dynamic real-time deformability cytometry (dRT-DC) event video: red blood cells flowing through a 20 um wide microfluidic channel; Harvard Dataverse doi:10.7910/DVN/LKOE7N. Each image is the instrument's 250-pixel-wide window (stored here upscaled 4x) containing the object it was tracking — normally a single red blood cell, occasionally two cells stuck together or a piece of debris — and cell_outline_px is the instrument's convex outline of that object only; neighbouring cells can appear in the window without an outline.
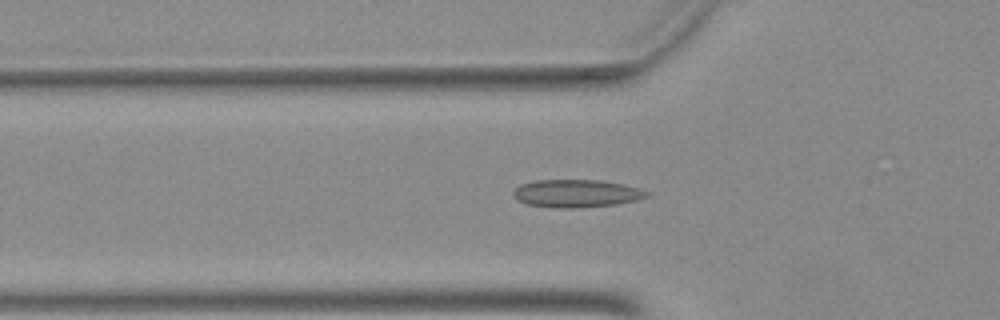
{"species": "Egyptian fruit bat (a non-hibernating species)", "species_latin": "Rousettus aegyptiacus", "temperature_condition": "warm", "stored_images_in_passage": 41, "camera_frame_rate_fps": 3000, "um_per_image_px": 0.085, "animal": {"sex": "female"}, "frame": {"image": 1, "passage_image": 13, "time_ms": 4.0, "image_size_px": [1000, 320], "cell_outline_px": [[652, 192], [648, 196], [636, 200], [616, 204], [576, 208], [556, 208], [528, 204], [516, 200], [512, 196], [512, 192], [520, 184], [536, 180], [596, 180], [620, 184]], "centroid_in_image_um": [48.94, 16.45], "position_along_channel_um": 76.9, "area_um2": 21.5}}
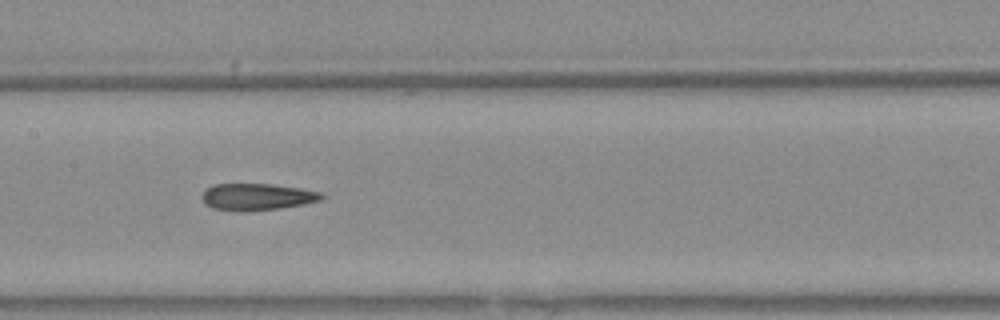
{"frame": {"image": 2, "passage_image": 21, "time_ms": 6.667, "image_size_px": [1000, 320], "cell_outline_px": [[328, 196], [320, 200], [304, 204], [280, 208], [212, 208], [204, 204], [200, 196], [212, 184], [272, 184], [300, 188], [324, 192]], "centroid_in_image_um": [21.93, 16.67], "position_along_channel_um": 185.5, "area_um2": 17.98}}
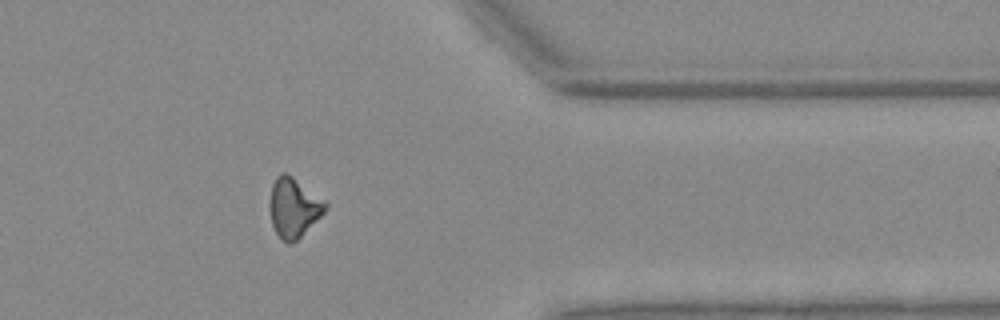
{"frame": {"image": 3, "passage_image": 37, "time_ms": 12.0, "image_size_px": [1000, 320], "cell_outline_px": [[328, 204], [324, 212], [292, 244], [288, 244], [276, 232], [272, 224], [268, 204], [272, 184], [276, 176], [280, 172], [288, 172]], "centroid_in_image_um": [24.91, 17.6], "position_along_channel_um": 386.5, "area_um2": 19.07}}